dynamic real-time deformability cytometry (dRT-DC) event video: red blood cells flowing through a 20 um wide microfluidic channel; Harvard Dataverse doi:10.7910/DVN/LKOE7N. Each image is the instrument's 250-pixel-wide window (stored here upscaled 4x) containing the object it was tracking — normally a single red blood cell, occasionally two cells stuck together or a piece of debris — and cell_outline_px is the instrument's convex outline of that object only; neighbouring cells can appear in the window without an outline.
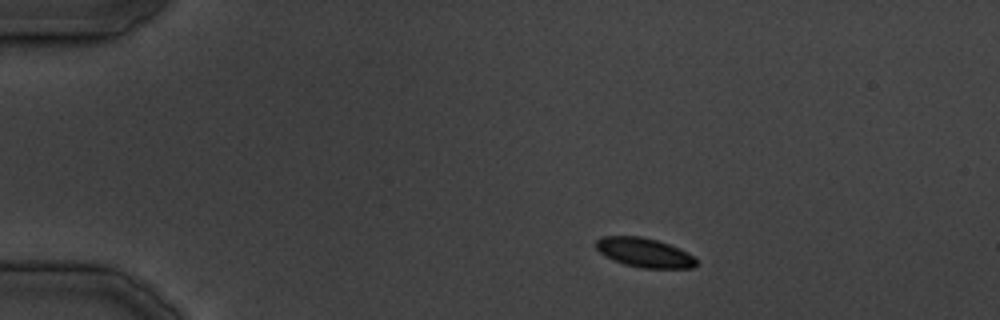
{"species": "common noctule bat (a hibernating species)", "species_latin": "Nyctalus noctula", "temperature_condition": "cold", "stored_images_in_passage": 28, "camera_frame_rate_fps": 3000, "um_per_image_px": 0.085, "animal": {"sex": "male", "body_mass_g": 19.5, "forearm_length_mm": 54.6}, "frame": {"image": 1, "passage_image": 1, "time_ms": 0.0, "image_size_px": [1000, 320], "cell_outline_px": [[696, 264], [692, 268], [640, 268], [624, 264], [612, 260], [604, 256], [596, 248], [596, 240], [604, 236], [640, 236], [656, 240], [680, 248], [696, 256]], "centroid_in_image_um": [54.78, 21.48], "position_along_channel_um": 30.2, "area_um2": 17.22}}